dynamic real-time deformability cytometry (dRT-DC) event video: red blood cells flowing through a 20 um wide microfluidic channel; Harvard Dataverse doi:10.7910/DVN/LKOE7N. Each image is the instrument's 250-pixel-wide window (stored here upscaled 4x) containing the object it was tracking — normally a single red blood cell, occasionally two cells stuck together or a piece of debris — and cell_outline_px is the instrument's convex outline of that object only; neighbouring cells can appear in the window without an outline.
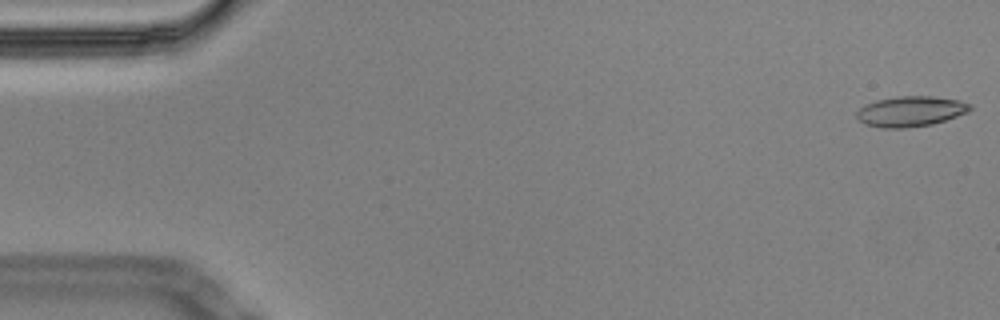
{"species": "Egyptian fruit bat (a non-hibernating species)", "species_latin": "Rousettus aegyptiacus", "temperature_condition": "cold", "stored_images_in_passage": 57, "camera_frame_rate_fps": 3000, "um_per_image_px": 0.085, "animal": {"sex": "male"}, "frame": {"image": 1, "passage_image": 1, "time_ms": 0.0, "image_size_px": [1000, 320], "cell_outline_px": [[972, 108], [968, 112], [932, 124], [904, 128], [884, 128], [864, 124], [856, 116], [856, 112], [864, 104], [876, 100], [900, 96], [932, 96], [960, 100], [972, 104]], "centroid_in_image_um": [77.4, 9.46], "position_along_channel_um": 7.6, "area_um2": 20.06}}
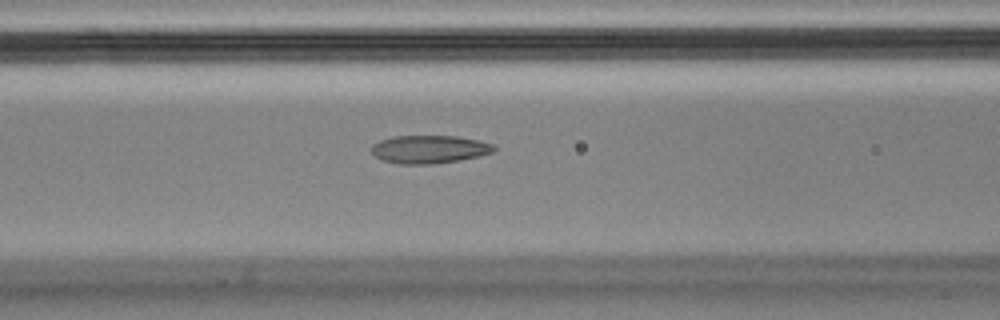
{"frame": {"image": 2, "passage_image": 23, "time_ms": 7.333, "image_size_px": [1000, 320], "cell_outline_px": [[496, 148], [492, 152], [480, 156], [460, 160], [432, 164], [400, 164], [384, 160], [376, 156], [372, 152], [372, 144], [380, 140], [392, 136], [456, 136], [476, 140], [492, 144]], "centroid_in_image_um": [36.48, 12.69], "position_along_channel_um": 130.1, "area_um2": 19.88}}
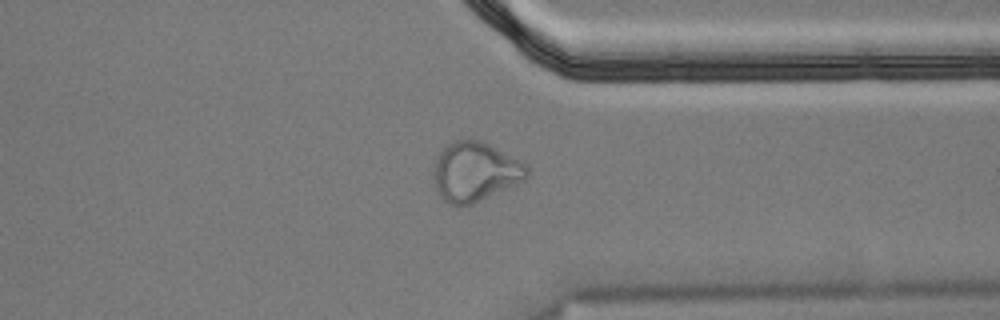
{"frame": {"image": 3, "passage_image": 44, "time_ms": 14.333, "image_size_px": [1000, 320], "cell_outline_px": [[528, 176], [524, 180], [516, 184], [472, 204], [460, 208], [456, 208], [448, 204], [440, 196], [436, 188], [432, 176], [432, 164], [436, 156], [452, 140], [480, 140], [528, 164]], "centroid_in_image_um": [40.33, 14.62], "position_along_channel_um": 371.1, "area_um2": 32.71}, "authors_computed_cell_mechanics": {"area_um2": 20.5768, "velocity_mm_per_s": 3.4743, "shape_relaxation_time_tau1_ms": null, "shape_relaxation_time_tau2_ms": 1.8418, "deformation_change_tau1": null, "deformation_change_tau2": 0.084}}